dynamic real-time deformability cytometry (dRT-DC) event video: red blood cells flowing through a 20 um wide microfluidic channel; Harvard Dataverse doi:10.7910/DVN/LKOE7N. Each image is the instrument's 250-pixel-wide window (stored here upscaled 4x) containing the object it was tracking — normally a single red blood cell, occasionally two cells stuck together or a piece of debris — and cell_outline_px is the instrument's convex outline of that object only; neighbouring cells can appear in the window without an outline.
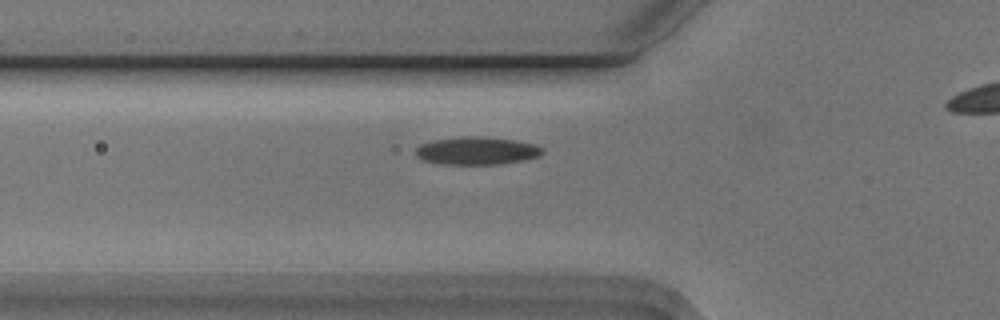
{"species": "Egyptian fruit bat (a non-hibernating species)", "species_latin": "Rousettus aegyptiacus", "temperature_condition": "cold", "stored_images_in_passage": 32, "camera_frame_rate_fps": 3000, "um_per_image_px": 0.085, "animal": {"sex": "male"}, "frame": {"image": 1, "passage_image": 4, "time_ms": 1.0, "image_size_px": [1000, 320], "cell_outline_px": [[544, 152], [540, 156], [524, 160], [496, 164], [440, 164], [424, 160], [416, 156], [416, 148], [420, 144], [432, 140], [460, 136], [484, 136], [516, 140], [536, 144], [544, 148]], "centroid_in_image_um": [40.55, 12.8], "position_along_channel_um": 85.3, "area_um2": 20.81}}
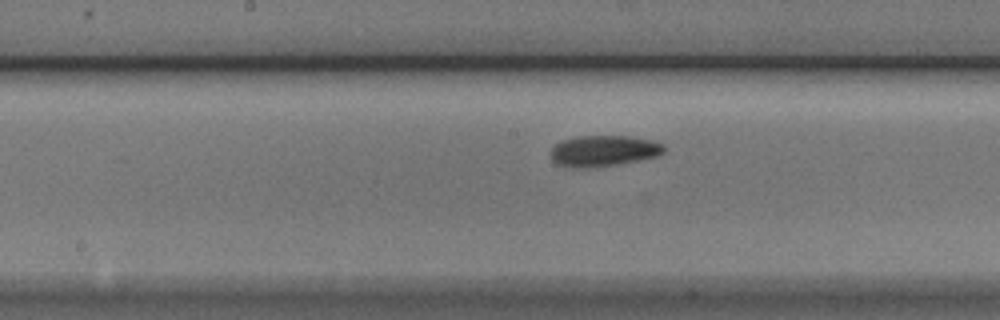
{"frame": {"image": 2, "passage_image": 13, "time_ms": 4.0, "image_size_px": [1000, 320], "cell_outline_px": [[664, 152], [656, 156], [616, 164], [584, 168], [572, 168], [556, 164], [552, 160], [552, 148], [556, 144], [564, 140], [580, 136], [628, 136], [652, 140], [664, 144]], "centroid_in_image_um": [51.3, 12.82], "position_along_channel_um": 196.9, "area_um2": 20.17}}
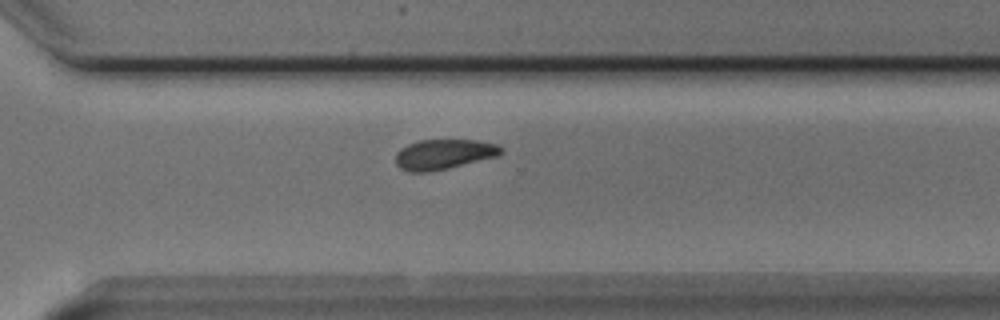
{"frame": {"image": 3, "passage_image": 24, "time_ms": 7.667, "image_size_px": [1000, 320], "cell_outline_px": [[504, 152], [496, 156], [448, 168], [428, 172], [408, 172], [400, 168], [396, 164], [396, 152], [400, 148], [408, 144], [420, 140], [476, 140], [496, 144], [504, 148]], "centroid_in_image_um": [37.7, 13.11], "position_along_channel_um": 332.9, "area_um2": 18.44}}